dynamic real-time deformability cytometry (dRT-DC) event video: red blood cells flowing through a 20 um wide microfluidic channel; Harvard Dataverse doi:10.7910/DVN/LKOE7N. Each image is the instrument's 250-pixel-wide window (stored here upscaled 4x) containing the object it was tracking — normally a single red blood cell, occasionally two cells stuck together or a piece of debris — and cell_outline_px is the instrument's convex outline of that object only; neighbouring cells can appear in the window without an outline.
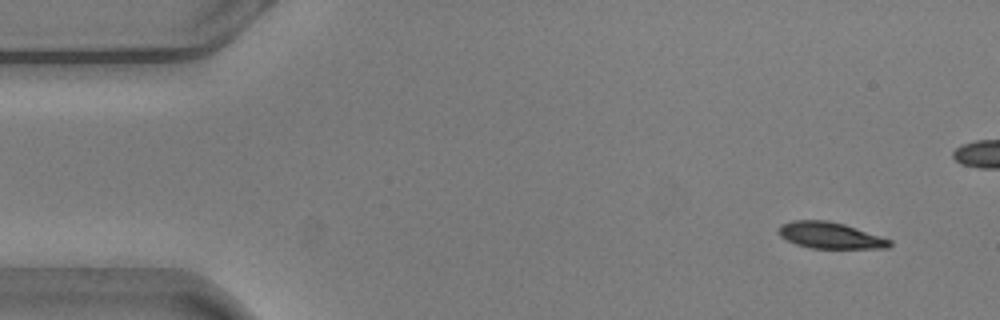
{"species": "common noctule bat (a hibernating species)", "species_latin": "Nyctalus noctula", "temperature_condition": "warm", "stored_images_in_passage": 9, "camera_frame_rate_fps": 3000, "um_per_image_px": 0.085, "animal": {"sex": "male", "body_mass_g": 20.5, "forearm_length_mm": 52.5}, "frame": {"image": 1, "passage_image": 3, "time_ms": 0.667, "image_size_px": [1000, 320], "cell_outline_px": [[892, 244], [888, 248], [812, 248], [796, 244], [780, 236], [776, 232], [780, 224], [792, 220], [828, 220], [844, 224], [892, 240]], "centroid_in_image_um": [70.53, 20.0], "position_along_channel_um": 14.5, "area_um2": 17.05}}